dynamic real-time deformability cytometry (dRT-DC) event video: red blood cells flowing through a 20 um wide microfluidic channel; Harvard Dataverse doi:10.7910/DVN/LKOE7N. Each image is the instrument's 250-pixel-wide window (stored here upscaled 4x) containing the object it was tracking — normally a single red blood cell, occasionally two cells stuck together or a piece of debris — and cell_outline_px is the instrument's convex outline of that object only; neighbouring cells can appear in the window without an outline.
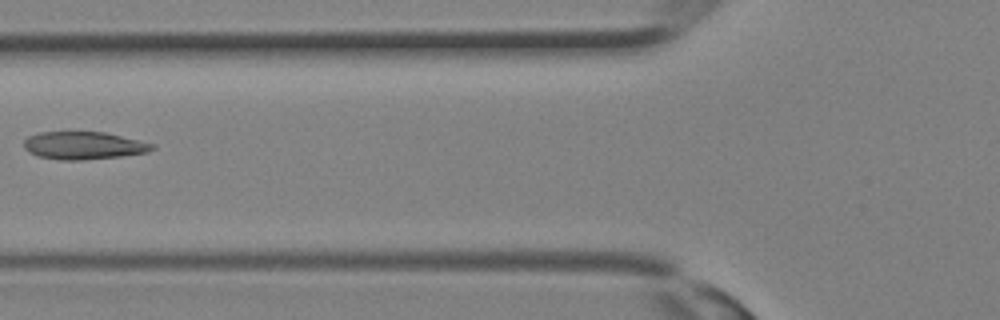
{"species": "Egyptian fruit bat (a non-hibernating species)", "species_latin": "Rousettus aegyptiacus", "temperature_condition": "room temperature", "stored_images_in_passage": 6, "camera_frame_rate_fps": 3000, "um_per_image_px": 0.085, "animal": {"sex": "female"}, "frame": {"image": 1, "passage_image": 5, "time_ms": 1.333, "image_size_px": [1000, 320], "cell_outline_px": [[156, 148], [148, 152], [120, 156], [84, 160], [60, 160], [36, 156], [28, 152], [24, 148], [24, 140], [28, 136], [40, 132], [104, 132], [156, 144]], "centroid_in_image_um": [7.1, 12.37], "position_along_channel_um": 118.7, "area_um2": 20.81}}